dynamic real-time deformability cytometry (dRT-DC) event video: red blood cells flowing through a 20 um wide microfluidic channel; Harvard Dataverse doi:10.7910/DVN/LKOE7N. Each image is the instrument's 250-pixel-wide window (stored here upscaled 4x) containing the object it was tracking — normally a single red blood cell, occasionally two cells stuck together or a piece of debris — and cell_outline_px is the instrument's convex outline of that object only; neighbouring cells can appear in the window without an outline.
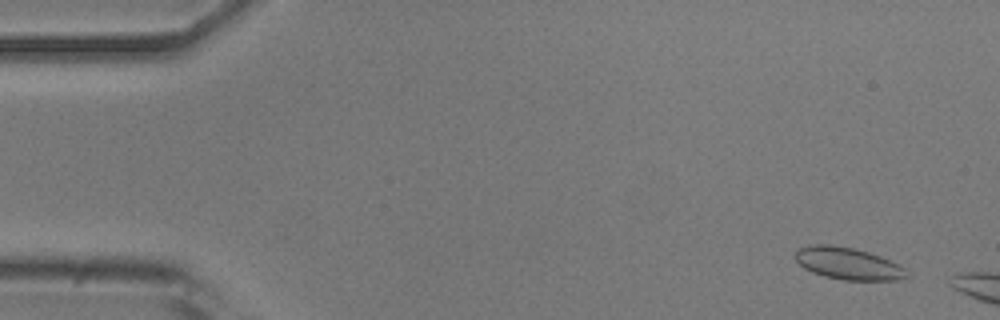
{"species": "common noctule bat (a hibernating species)", "species_latin": "Nyctalus noctula", "temperature_condition": "room temperature", "stored_images_in_passage": 4, "camera_frame_rate_fps": 3000, "um_per_image_px": 0.085, "animal": {"sex": "male", "body_mass_g": 20.5, "forearm_length_mm": 52.5}, "frame": {"image": 1, "passage_image": 2, "time_ms": 0.333, "image_size_px": [1000, 320], "cell_outline_px": [[912, 276], [900, 280], [844, 280], [824, 276], [812, 272], [804, 268], [792, 256], [800, 248], [812, 244], [832, 244], [852, 248], [868, 252], [880, 256], [900, 264]], "centroid_in_image_um": [72.11, 22.4], "position_along_channel_um": 12.9, "area_um2": 21.04}}